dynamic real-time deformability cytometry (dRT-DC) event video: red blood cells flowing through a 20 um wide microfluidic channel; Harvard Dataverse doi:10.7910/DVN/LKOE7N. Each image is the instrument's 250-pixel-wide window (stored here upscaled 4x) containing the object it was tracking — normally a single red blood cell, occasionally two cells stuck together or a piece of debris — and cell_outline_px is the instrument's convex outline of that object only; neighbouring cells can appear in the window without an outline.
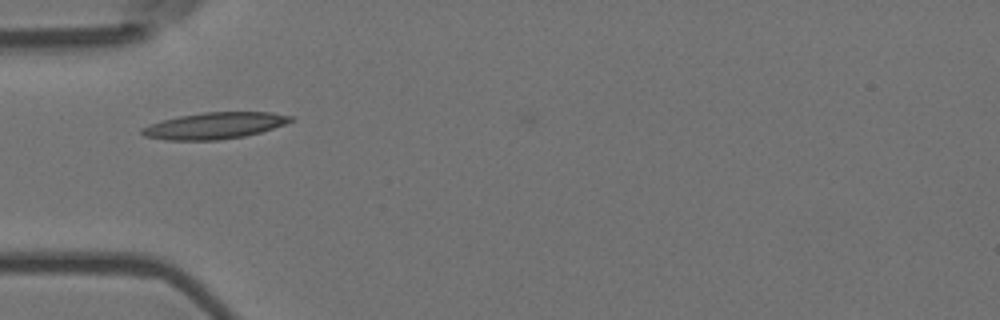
{"species": "Egyptian fruit bat (a non-hibernating species)", "species_latin": "Rousettus aegyptiacus", "temperature_condition": "room temperature", "stored_images_in_passage": 39, "camera_frame_rate_fps": 3000, "um_per_image_px": 0.085, "animal": {"sex": "female"}, "frame": {"image": 1, "passage_image": 1, "time_ms": 0.0, "image_size_px": [1000, 320], "cell_outline_px": [[296, 120], [260, 132], [244, 136], [216, 140], [164, 140], [144, 136], [140, 132], [140, 128], [148, 124], [180, 116], [204, 112], [272, 112], [292, 116]], "centroid_in_image_um": [18.22, 10.68], "position_along_channel_um": 66.8, "area_um2": 22.89}}
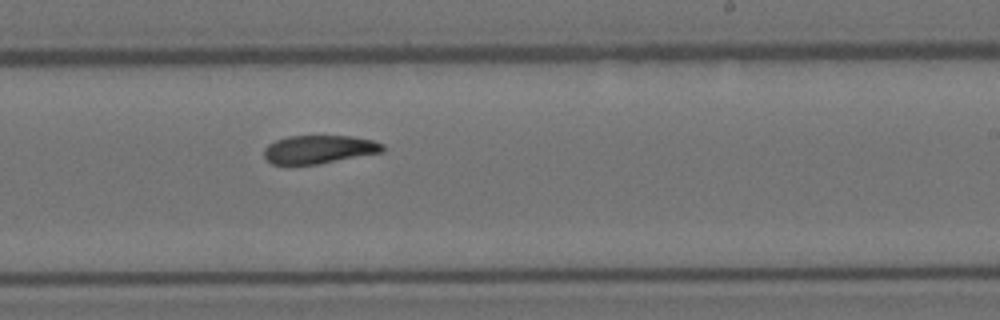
{"frame": {"image": 2, "passage_image": 17, "time_ms": 5.333, "image_size_px": [1000, 320], "cell_outline_px": [[384, 152], [320, 164], [272, 164], [264, 156], [264, 148], [268, 144], [276, 140], [288, 136], [352, 136], [372, 140], [384, 144]], "centroid_in_image_um": [27.14, 12.7], "position_along_channel_um": 261.9, "area_um2": 19.65}}
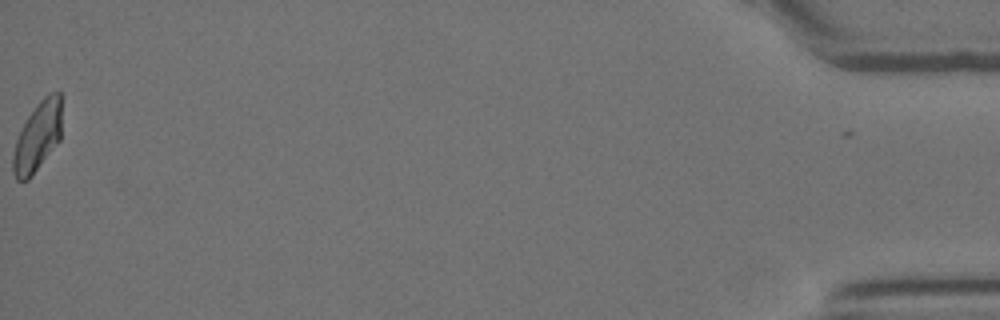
{"frame": {"image": 3, "passage_image": 39, "time_ms": 12.667, "image_size_px": [1000, 320], "cell_outline_px": [[60, 140], [32, 176], [28, 180], [16, 180], [12, 172], [12, 156], [16, 140], [28, 116], [36, 104], [48, 92], [60, 92]], "centroid_in_image_um": [3.17, 11.64], "position_along_channel_um": 432.0, "area_um2": 19.59}, "authors_computed_cell_mechanics": {"area_um2": 20.4034, "velocity_mm_per_s": 3.6749, "shape_relaxation_time_tau1_ms": 7.6031, "shape_relaxation_time_tau2_ms": 4.9037, "deformation_change_tau1": 0.1869, "deformation_change_tau2": 0.1134}}